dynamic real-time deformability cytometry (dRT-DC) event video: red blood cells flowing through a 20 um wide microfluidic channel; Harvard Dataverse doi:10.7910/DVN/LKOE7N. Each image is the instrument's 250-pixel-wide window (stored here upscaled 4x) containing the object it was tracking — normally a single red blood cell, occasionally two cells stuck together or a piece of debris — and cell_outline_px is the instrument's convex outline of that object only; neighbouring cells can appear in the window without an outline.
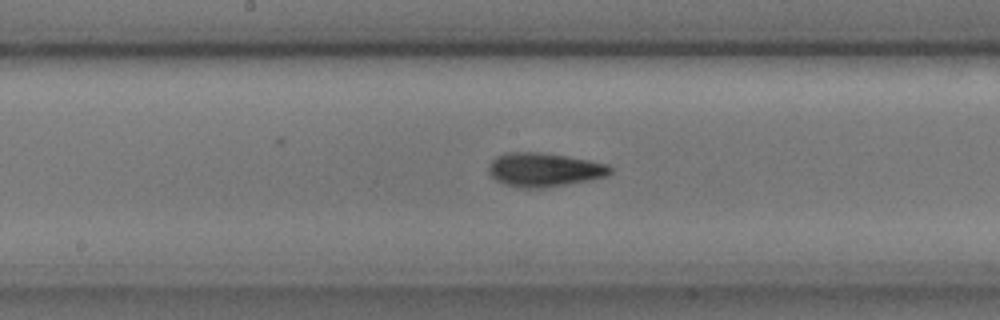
{"species": "common noctule bat (a hibernating species)", "species_latin": "Nyctalus noctula", "temperature_condition": "cold", "stored_images_in_passage": 50, "camera_frame_rate_fps": 3000, "um_per_image_px": 0.085, "animal": {"sex": "male", "body_mass_g": 17.9, "forearm_length_mm": 54.2}, "frame": {"image": 1, "passage_image": 22, "time_ms": 7.0, "image_size_px": [1000, 320], "cell_outline_px": [[616, 168], [608, 176], [568, 184], [540, 188], [520, 188], [496, 180], [488, 172], [488, 168], [492, 160], [496, 156], [508, 152], [540, 152], [588, 160], [608, 164]], "centroid_in_image_um": [46.29, 14.42], "position_along_channel_um": 201.9, "area_um2": 23.93}}
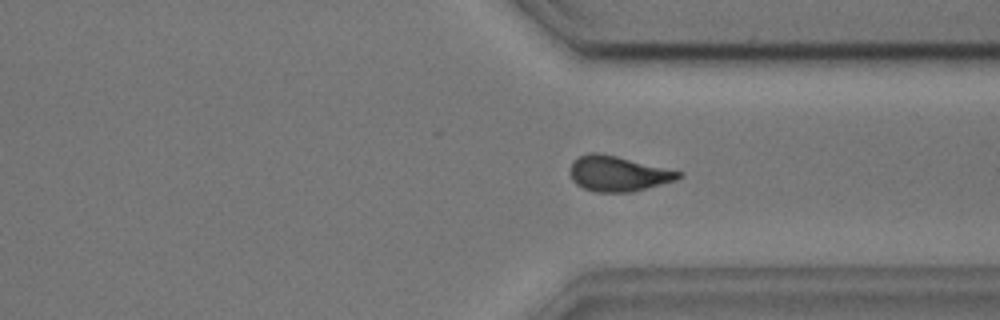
{"frame": {"image": 2, "passage_image": 35, "time_ms": 11.333, "image_size_px": [1000, 320], "cell_outline_px": [[684, 176], [676, 180], [632, 192], [596, 192], [584, 188], [576, 184], [572, 180], [568, 172], [572, 160], [588, 152], [600, 152], [684, 172]], "centroid_in_image_um": [52.52, 14.75], "position_along_channel_um": 358.9, "area_um2": 22.6}, "authors_computed_cell_mechanics": {"area_um2": 22.4264, "velocity_mm_per_s": 3.6242, "shape_relaxation_time_tau1_ms": 4.0941, "shape_relaxation_time_tau2_ms": 2.2322, "deformation_change_tau1": 0.1399, "deformation_change_tau2": 0.0757}}